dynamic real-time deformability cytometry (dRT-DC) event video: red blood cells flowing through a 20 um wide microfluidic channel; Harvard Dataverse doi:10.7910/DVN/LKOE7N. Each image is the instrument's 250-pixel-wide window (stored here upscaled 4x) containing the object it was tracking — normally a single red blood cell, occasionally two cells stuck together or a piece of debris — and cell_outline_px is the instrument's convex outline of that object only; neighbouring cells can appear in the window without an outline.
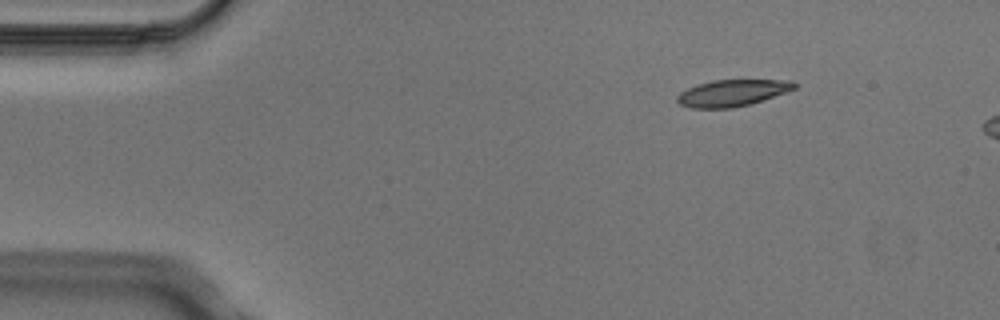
{"species": "Egyptian fruit bat (a non-hibernating species)", "species_latin": "Rousettus aegyptiacus", "temperature_condition": "cold", "stored_images_in_passage": 3, "camera_frame_rate_fps": 3000, "um_per_image_px": 0.085, "animal": {"sex": "male"}, "frame": {"image": 1, "passage_image": 1, "time_ms": 0.0, "image_size_px": [1000, 320], "cell_outline_px": [[796, 88], [788, 92], [748, 104], [732, 108], [692, 108], [680, 104], [676, 100], [676, 96], [680, 92], [688, 88], [712, 80], [792, 80], [796, 84]], "centroid_in_image_um": [62.25, 7.9], "position_along_channel_um": 22.8, "area_um2": 18.03}}